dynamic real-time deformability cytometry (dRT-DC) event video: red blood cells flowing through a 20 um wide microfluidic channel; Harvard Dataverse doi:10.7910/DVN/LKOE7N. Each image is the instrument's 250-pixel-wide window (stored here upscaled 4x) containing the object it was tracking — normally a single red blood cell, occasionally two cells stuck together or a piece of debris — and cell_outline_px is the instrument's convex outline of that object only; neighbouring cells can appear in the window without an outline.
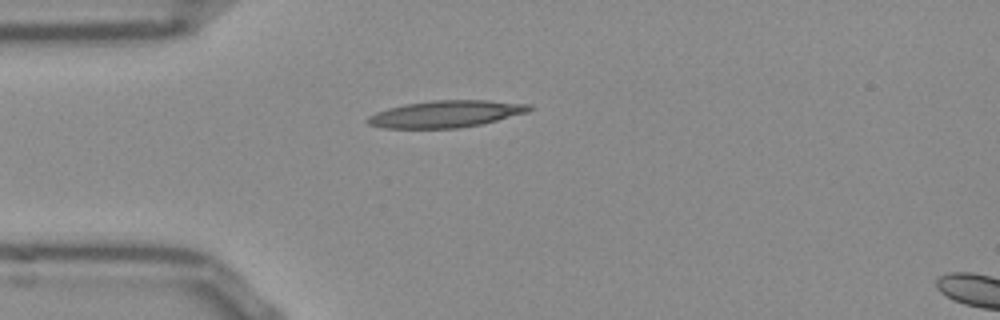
{"species": "Egyptian fruit bat (a non-hibernating species)", "species_latin": "Rousettus aegyptiacus", "temperature_condition": "room temperature", "stored_images_in_passage": 40, "camera_frame_rate_fps": 3000, "um_per_image_px": 0.085, "frame": {"image": 1, "passage_image": 1, "time_ms": 0.0, "image_size_px": [1000, 320], "cell_outline_px": [[532, 108], [528, 112], [480, 124], [456, 128], [384, 128], [368, 124], [364, 120], [368, 116], [376, 112], [388, 108], [404, 104], [432, 100], [488, 100], [532, 104]], "centroid_in_image_um": [37.87, 9.68], "position_along_channel_um": 47.1, "area_um2": 25.32}}
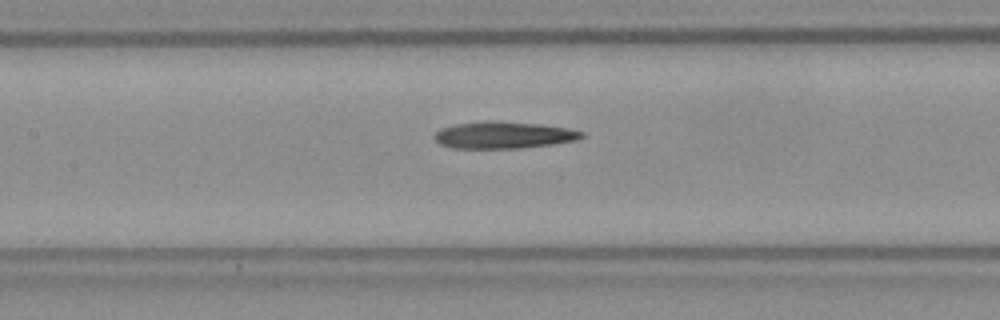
{"frame": {"image": 2, "passage_image": 11, "time_ms": 3.333, "image_size_px": [1000, 320], "cell_outline_px": [[584, 136], [576, 140], [552, 144], [520, 148], [452, 148], [440, 144], [432, 136], [440, 128], [456, 124], [488, 120], [544, 124], [568, 128], [584, 132]], "centroid_in_image_um": [42.79, 11.47], "position_along_channel_um": 164.6, "area_um2": 23.18}}
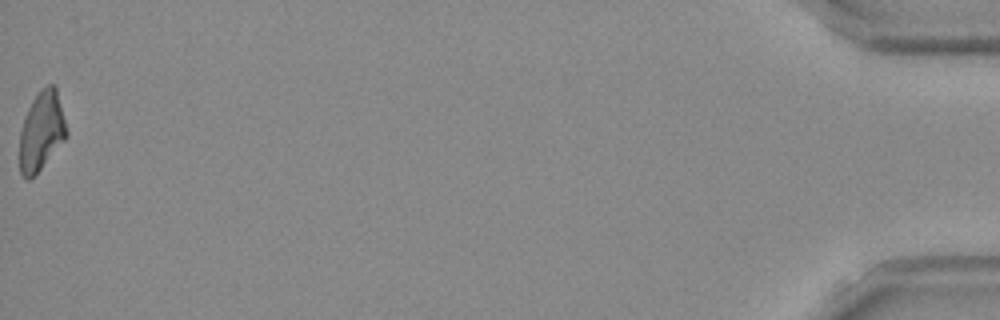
{"frame": {"image": 3, "passage_image": 40, "time_ms": 13.0, "image_size_px": [1000, 320], "cell_outline_px": [[68, 136], [40, 168], [28, 180], [20, 172], [20, 132], [24, 116], [32, 100], [40, 88], [48, 84], [52, 84], [56, 88], [68, 132]], "centroid_in_image_um": [3.52, 11.09], "position_along_channel_um": 431.7, "area_um2": 21.33}}